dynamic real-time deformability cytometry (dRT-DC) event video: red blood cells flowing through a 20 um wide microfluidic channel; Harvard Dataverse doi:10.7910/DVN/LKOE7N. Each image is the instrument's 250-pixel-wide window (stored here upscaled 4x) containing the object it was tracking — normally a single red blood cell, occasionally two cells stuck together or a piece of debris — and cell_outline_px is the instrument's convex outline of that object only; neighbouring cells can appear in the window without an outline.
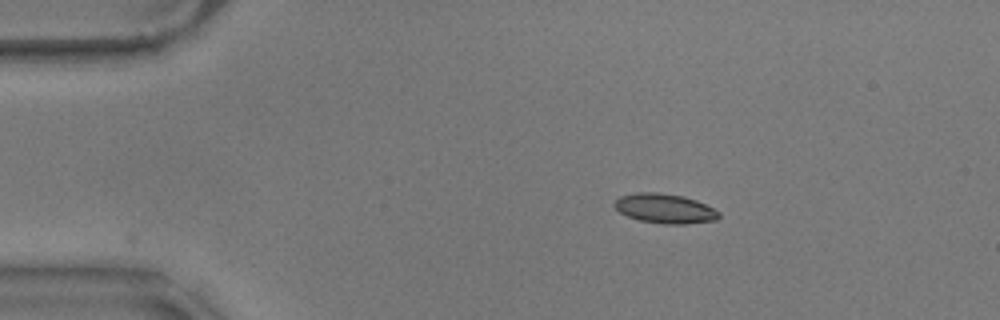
{"species": "common noctule bat (a hibernating species)", "species_latin": "Nyctalus noctula", "temperature_condition": "warm", "stored_images_in_passage": 2, "camera_frame_rate_fps": 3000, "um_per_image_px": 0.085, "animal": {"sex": "male", "body_mass_g": 17.9}, "frame": {"image": 1, "passage_image": 1, "time_ms": 0.0, "image_size_px": [1000, 320], "cell_outline_px": [[720, 216], [716, 220], [684, 224], [664, 224], [640, 220], [628, 216], [620, 212], [612, 204], [620, 196], [636, 192], [656, 192], [684, 196], [696, 200], [720, 212]], "centroid_in_image_um": [56.5, 17.72], "position_along_channel_um": 28.5, "area_um2": 17.92}}